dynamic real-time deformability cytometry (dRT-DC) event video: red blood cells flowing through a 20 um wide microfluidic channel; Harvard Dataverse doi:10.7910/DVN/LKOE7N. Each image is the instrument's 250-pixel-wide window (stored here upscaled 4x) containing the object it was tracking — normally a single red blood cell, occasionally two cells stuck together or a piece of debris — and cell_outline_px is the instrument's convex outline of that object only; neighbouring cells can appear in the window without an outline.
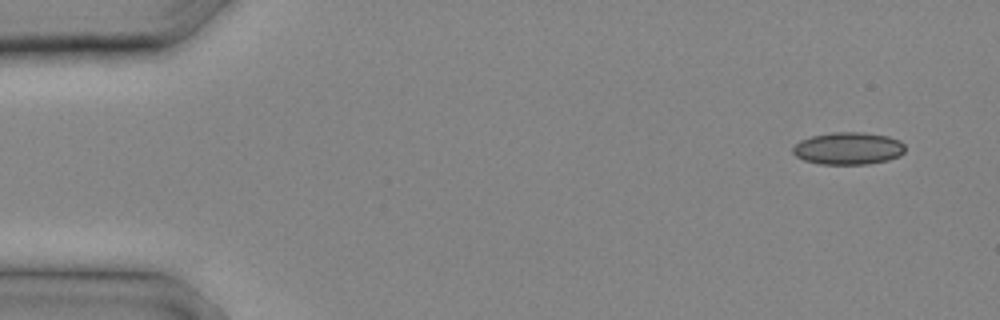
{"species": "common noctule bat (a hibernating species)", "species_latin": "Nyctalus noctula", "temperature_condition": "cold", "stored_images_in_passage": 10, "camera_frame_rate_fps": 3000, "um_per_image_px": 0.085, "animal": {"sex": "male", "body_mass_g": 20.4}, "frame": {"image": 1, "passage_image": 1, "time_ms": 0.0, "image_size_px": [1000, 320], "cell_outline_px": [[904, 152], [900, 156], [888, 160], [868, 164], [820, 164], [804, 160], [796, 156], [792, 152], [792, 148], [800, 140], [812, 136], [832, 132], [860, 132], [888, 136], [900, 140], [904, 144]], "centroid_in_image_um": [72.11, 12.61], "position_along_channel_um": 12.9, "area_um2": 21.21}}
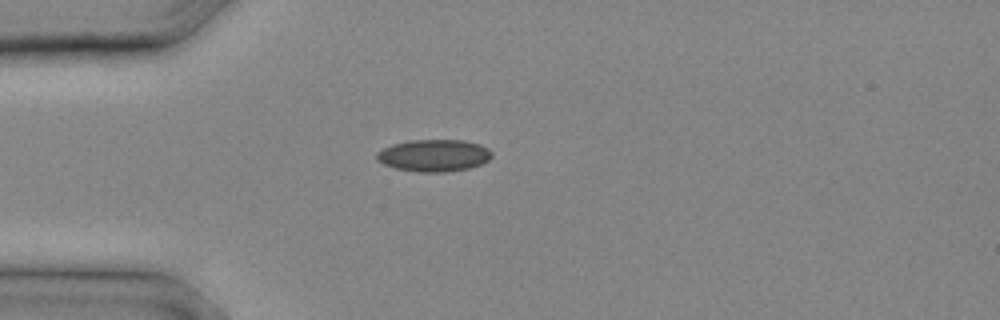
{"frame": {"image": 2, "passage_image": 6, "time_ms": 1.667, "image_size_px": [1000, 320], "cell_outline_px": [[492, 156], [484, 164], [468, 168], [444, 172], [420, 172], [396, 168], [384, 164], [376, 160], [376, 152], [392, 144], [408, 140], [464, 140], [480, 144], [488, 148], [492, 152]], "centroid_in_image_um": [36.9, 13.21], "position_along_channel_um": 48.1, "area_um2": 21.62}}